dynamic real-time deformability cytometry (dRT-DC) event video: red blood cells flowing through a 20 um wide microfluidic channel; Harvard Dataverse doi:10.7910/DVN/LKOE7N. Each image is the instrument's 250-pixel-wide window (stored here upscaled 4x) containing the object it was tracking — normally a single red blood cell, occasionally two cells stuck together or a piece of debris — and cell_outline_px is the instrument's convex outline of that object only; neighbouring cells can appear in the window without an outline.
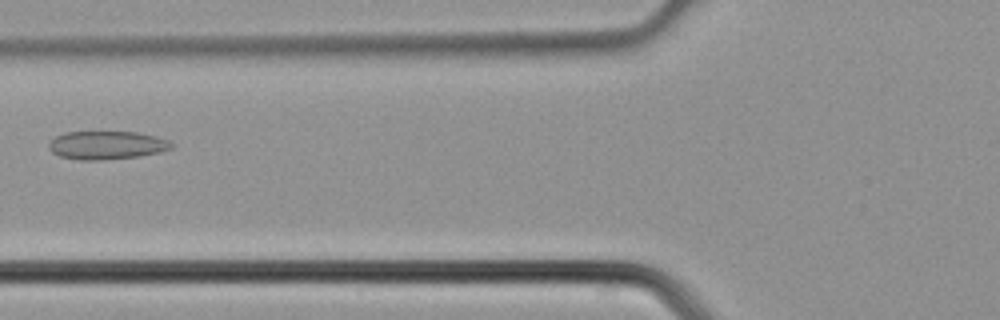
{"species": "common noctule bat (a hibernating species)", "species_latin": "Nyctalus noctula", "temperature_condition": "cold", "stored_images_in_passage": 5, "camera_frame_rate_fps": 3000, "um_per_image_px": 0.085, "animal": {"sex": "male", "body_mass_g": 21.5, "forearm_length_mm": 52.0}, "frame": {"image": 1, "passage_image": 5, "time_ms": 1.333, "image_size_px": [1000, 320], "cell_outline_px": [[176, 144], [172, 148], [160, 152], [140, 156], [104, 160], [80, 160], [60, 156], [52, 152], [48, 148], [48, 144], [56, 136], [64, 132], [136, 132], [156, 136], [168, 140]], "centroid_in_image_um": [9.1, 12.34], "position_along_channel_um": 116.7, "area_um2": 20.35}}